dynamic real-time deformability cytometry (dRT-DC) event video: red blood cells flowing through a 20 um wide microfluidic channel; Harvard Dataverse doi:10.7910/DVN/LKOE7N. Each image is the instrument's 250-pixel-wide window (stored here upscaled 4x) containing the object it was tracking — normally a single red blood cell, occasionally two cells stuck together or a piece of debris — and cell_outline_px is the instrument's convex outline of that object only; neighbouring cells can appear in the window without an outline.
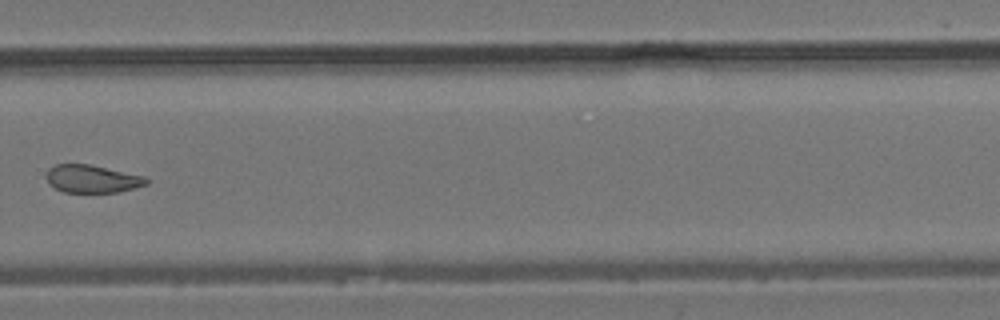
{"species": "common noctule bat (a hibernating species)", "species_latin": "Nyctalus noctula", "temperature_condition": "room temperature", "stored_images_in_passage": 28, "camera_frame_rate_fps": 3000, "um_per_image_px": 0.085, "animal": {"sex": "male", "body_mass_g": 19.2, "forearm_length_mm": 51.8}, "frame": {"image": 1, "passage_image": 16, "time_ms": 5.0, "image_size_px": [1000, 320], "cell_outline_px": [[148, 184], [136, 188], [120, 192], [64, 192], [48, 184], [44, 176], [48, 168], [56, 164], [88, 164], [144, 176], [148, 180]], "centroid_in_image_um": [7.8, 15.2], "position_along_channel_um": 322.0, "area_um2": 16.3}}